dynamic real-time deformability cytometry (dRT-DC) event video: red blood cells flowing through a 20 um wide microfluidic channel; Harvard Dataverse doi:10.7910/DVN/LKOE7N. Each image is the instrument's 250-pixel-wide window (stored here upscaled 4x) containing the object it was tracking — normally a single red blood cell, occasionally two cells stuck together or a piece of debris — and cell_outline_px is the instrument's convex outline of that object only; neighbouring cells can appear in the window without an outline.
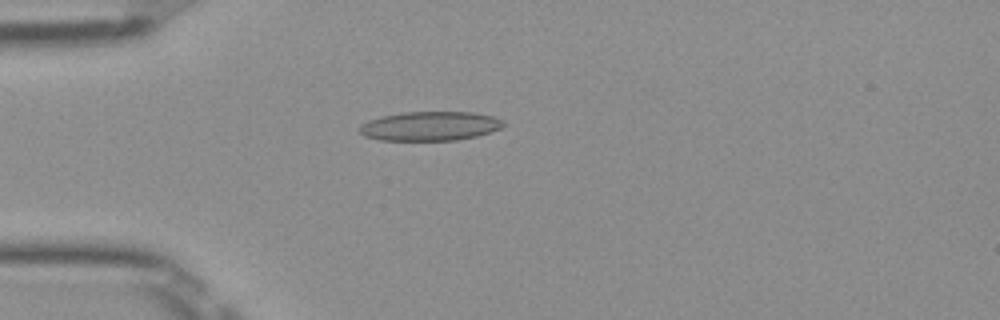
{"species": "Egyptian fruit bat (a non-hibernating species)", "species_latin": "Rousettus aegyptiacus", "temperature_condition": "room temperature", "stored_images_in_passage": 26, "camera_frame_rate_fps": 3000, "um_per_image_px": 0.085, "frame": {"image": 1, "passage_image": 14, "time_ms": 4.333, "image_size_px": [1000, 320], "cell_outline_px": [[504, 124], [500, 128], [476, 136], [456, 140], [380, 140], [364, 136], [360, 132], [360, 124], [368, 120], [384, 116], [404, 112], [472, 112], [492, 116], [504, 120]], "centroid_in_image_um": [36.54, 10.71], "position_along_channel_um": 48.5, "area_um2": 24.28}}
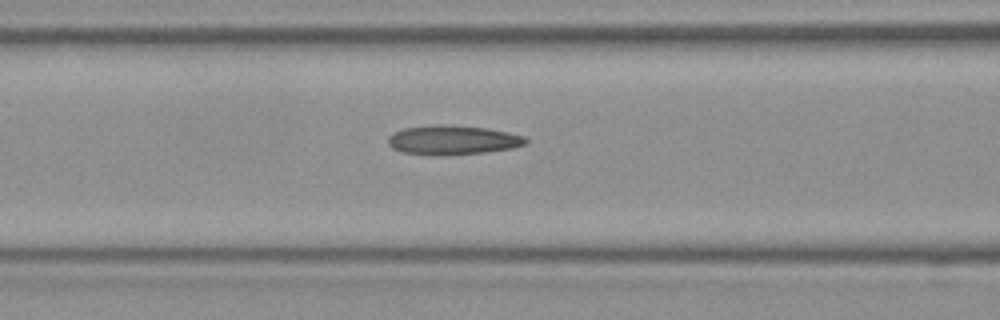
{"frame": {"image": 2, "passage_image": 21, "time_ms": 6.667, "image_size_px": [1000, 320], "cell_outline_px": [[528, 144], [512, 148], [484, 152], [448, 156], [432, 156], [400, 152], [392, 148], [388, 144], [388, 136], [392, 132], [404, 128], [432, 124], [440, 124], [488, 128], [508, 132], [524, 136], [528, 140]], "centroid_in_image_um": [38.44, 11.91], "position_along_channel_um": 128.2, "area_um2": 24.04}}
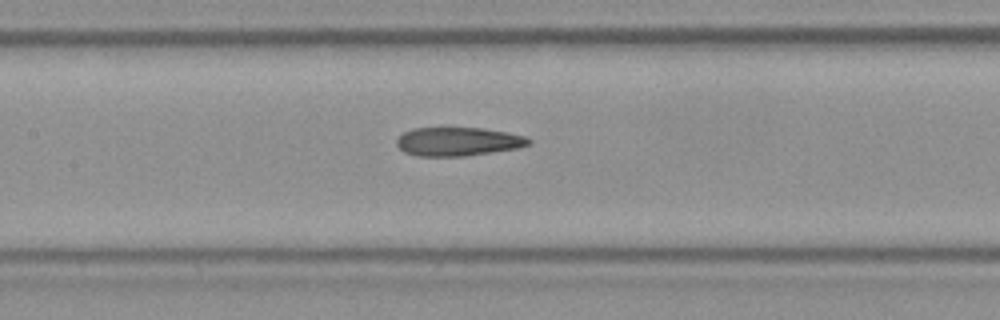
{"frame": {"image": 3, "passage_image": 24, "time_ms": 7.667, "image_size_px": [1000, 320], "cell_outline_px": [[532, 144], [520, 148], [464, 156], [416, 156], [404, 152], [396, 144], [396, 140], [404, 132], [412, 128], [484, 128], [508, 132], [524, 136], [532, 140]], "centroid_in_image_um": [38.96, 12.03], "position_along_channel_um": 168.4, "area_um2": 22.2}}